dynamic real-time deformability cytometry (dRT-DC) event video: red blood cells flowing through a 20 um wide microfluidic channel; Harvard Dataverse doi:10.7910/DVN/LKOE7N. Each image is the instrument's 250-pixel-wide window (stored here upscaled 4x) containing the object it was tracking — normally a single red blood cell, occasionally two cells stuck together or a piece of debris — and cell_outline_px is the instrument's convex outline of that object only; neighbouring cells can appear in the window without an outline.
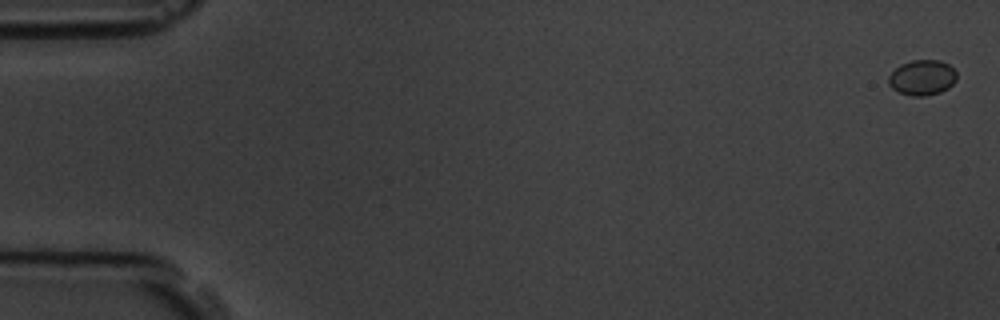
{"species": "common noctule bat (a hibernating species)", "species_latin": "Nyctalus noctula", "temperature_condition": "room temperature", "stored_images_in_passage": 12, "camera_frame_rate_fps": 3000, "um_per_image_px": 0.085, "animal": {"sex": "male", "body_mass_g": 19.5, "forearm_length_mm": 54.6}, "frame": {"image": 1, "passage_image": 1, "time_ms": 0.0, "image_size_px": [1000, 320], "cell_outline_px": [[956, 80], [948, 88], [940, 92], [924, 96], [912, 96], [900, 92], [892, 88], [888, 84], [888, 76], [900, 64], [912, 60], [940, 60], [948, 64], [956, 72]], "centroid_in_image_um": [78.38, 6.59], "position_along_channel_um": 6.6, "area_um2": 13.99}}
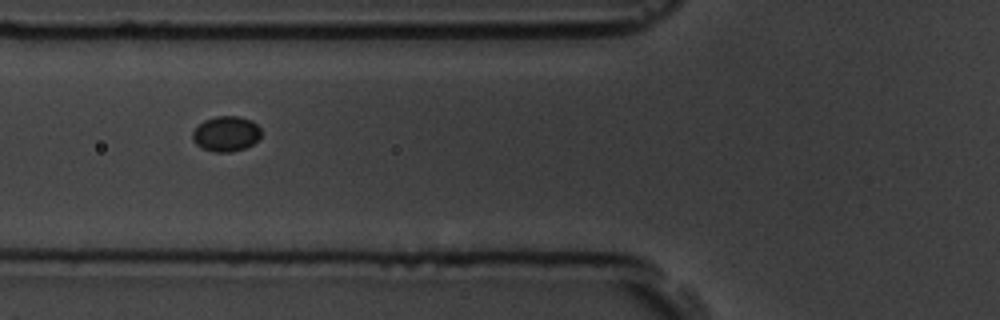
{"frame": {"image": 2, "passage_image": 7, "time_ms": 6.667, "image_size_px": [1000, 320], "cell_outline_px": [[260, 136], [252, 144], [244, 148], [232, 152], [216, 152], [204, 148], [196, 144], [192, 140], [192, 132], [204, 120], [216, 116], [240, 116], [252, 120], [260, 128]], "centroid_in_image_um": [19.21, 11.36], "position_along_channel_um": 106.6, "area_um2": 13.99}}
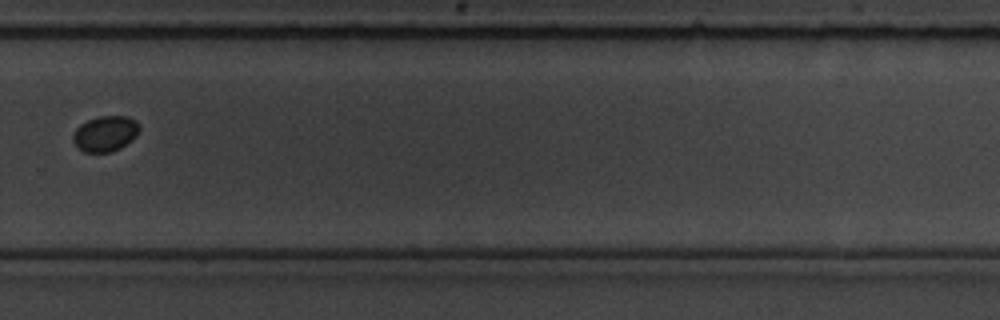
{"frame": {"image": 3, "passage_image": 12, "time_ms": 12.333, "image_size_px": [1000, 320], "cell_outline_px": [[140, 128], [136, 136], [120, 148], [108, 152], [84, 152], [76, 148], [72, 140], [72, 136], [76, 128], [80, 124], [88, 120], [100, 116], [128, 116], [136, 120], [140, 124]], "centroid_in_image_um": [8.93, 11.35], "position_along_channel_um": 320.9, "area_um2": 13.87}}